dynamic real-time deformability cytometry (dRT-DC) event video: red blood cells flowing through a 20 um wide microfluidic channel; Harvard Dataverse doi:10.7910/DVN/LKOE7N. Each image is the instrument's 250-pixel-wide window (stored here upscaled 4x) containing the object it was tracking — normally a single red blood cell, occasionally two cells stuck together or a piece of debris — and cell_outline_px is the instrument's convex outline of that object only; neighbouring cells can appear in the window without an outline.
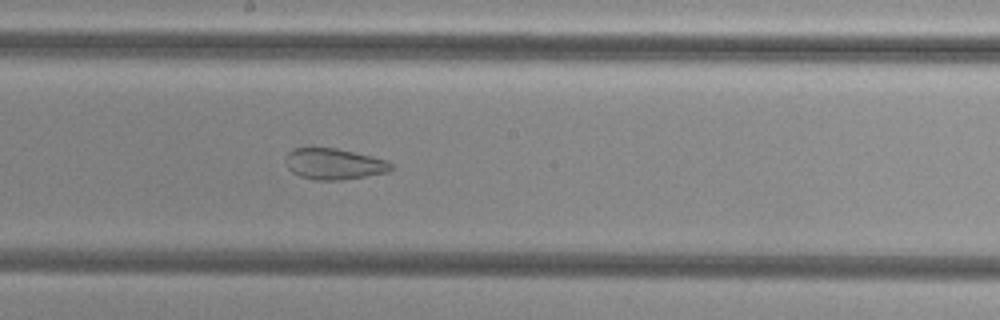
{"species": "common noctule bat (a hibernating species)", "species_latin": "Nyctalus noctula", "temperature_condition": "cold", "stored_images_in_passage": 48, "camera_frame_rate_fps": 3000, "um_per_image_px": 0.085, "animal": {"sex": "female", "body_mass_g": 29.2, "forearm_length_mm": 56.3}, "frame": {"image": 1, "passage_image": 29, "time_ms": 9.333, "image_size_px": [1000, 320], "cell_outline_px": [[396, 168], [388, 172], [340, 180], [312, 180], [300, 176], [292, 172], [288, 168], [284, 160], [288, 152], [292, 148], [308, 144], [336, 148], [388, 160]], "centroid_in_image_um": [28.33, 13.89], "position_along_channel_um": 219.9, "area_um2": 19.83}}
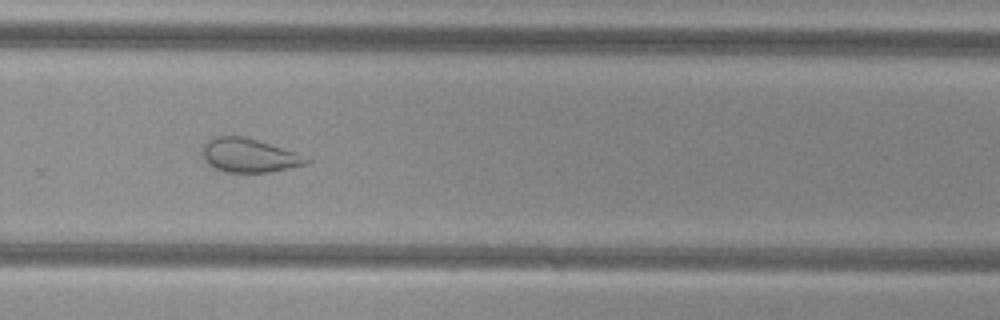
{"frame": {"image": 2, "passage_image": 36, "time_ms": 11.667, "image_size_px": [1000, 320], "cell_outline_px": [[312, 160], [308, 164], [268, 172], [224, 172], [208, 164], [204, 160], [204, 144], [208, 140], [216, 136], [244, 136], [296, 152]], "centroid_in_image_um": [21.19, 13.21], "position_along_channel_um": 308.6, "area_um2": 20.29}}
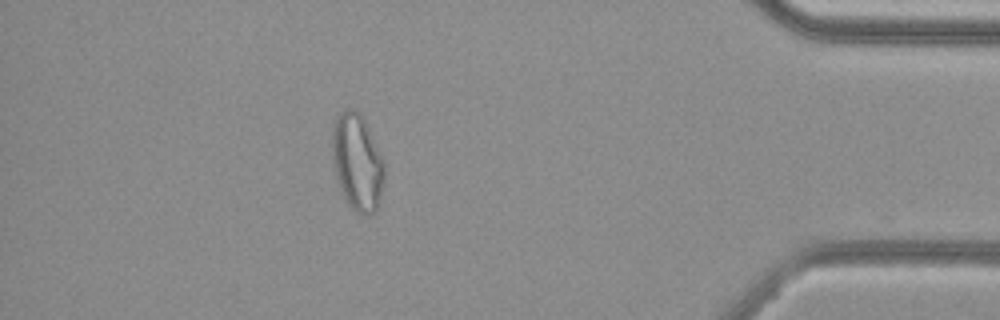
{"frame": {"image": 3, "passage_image": 47, "time_ms": 15.333, "image_size_px": [1000, 320], "cell_outline_px": [[384, 180], [376, 212], [368, 216], [356, 212], [348, 204], [340, 192], [336, 176], [332, 156], [332, 124], [340, 112], [344, 108], [352, 108], [364, 120], [384, 160]], "centroid_in_image_um": [30.35, 13.81], "position_along_channel_um": 404.8, "area_um2": 29.48}, "authors_computed_cell_mechanics": {"area_um2": 26.877, "velocity_mm_per_s": 3.8186, "shape_relaxation_time_tau1_ms": null, "shape_relaxation_time_tau2_ms": 1.6832, "deformation_change_tau1": null, "deformation_change_tau2": 0.0913}}